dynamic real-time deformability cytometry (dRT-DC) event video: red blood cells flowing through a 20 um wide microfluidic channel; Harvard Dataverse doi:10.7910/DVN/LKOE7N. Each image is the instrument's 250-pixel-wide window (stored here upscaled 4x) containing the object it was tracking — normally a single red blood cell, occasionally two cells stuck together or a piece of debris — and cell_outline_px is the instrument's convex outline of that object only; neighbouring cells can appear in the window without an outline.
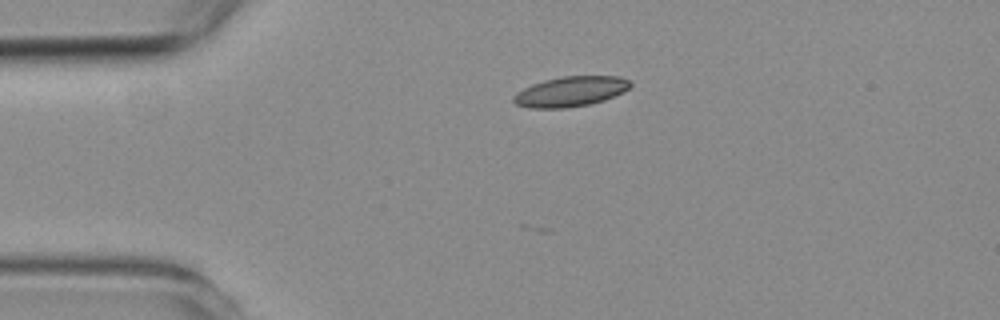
{"species": "common noctule bat (a hibernating species)", "species_latin": "Nyctalus noctula", "temperature_condition": "room temperature", "stored_images_in_passage": 3, "camera_frame_rate_fps": 3000, "um_per_image_px": 0.085, "animal": {"sex": "female", "body_mass_g": 19.3, "forearm_length_mm": 54.1}, "frame": {"image": 1, "passage_image": 1, "time_ms": 0.0, "image_size_px": [1000, 320], "cell_outline_px": [[632, 84], [624, 92], [604, 100], [588, 104], [564, 108], [528, 108], [516, 104], [512, 100], [512, 96], [516, 92], [532, 84], [544, 80], [564, 76], [620, 76], [628, 80]], "centroid_in_image_um": [48.48, 7.78], "position_along_channel_um": 36.5, "area_um2": 20.46}}
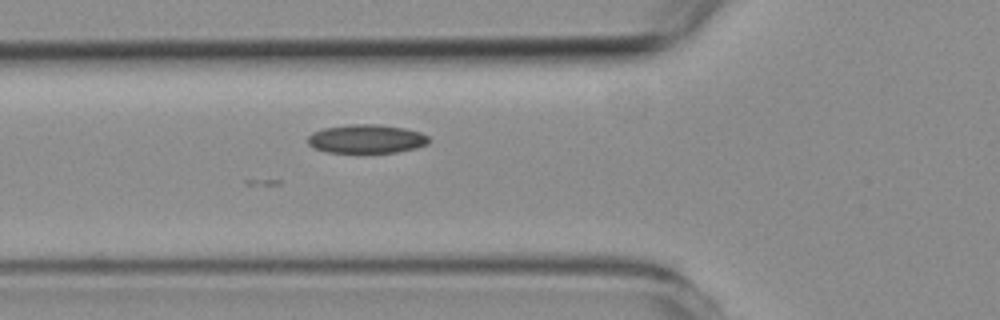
{"frame": {"image": 2, "passage_image": 3, "time_ms": 2.333, "image_size_px": [1000, 320], "cell_outline_px": [[428, 144], [416, 148], [396, 152], [328, 152], [316, 148], [308, 144], [308, 136], [312, 132], [324, 128], [348, 124], [376, 124], [404, 128], [420, 132], [428, 136]], "centroid_in_image_um": [31.15, 11.79], "position_along_channel_um": 94.7, "area_um2": 20.11}}